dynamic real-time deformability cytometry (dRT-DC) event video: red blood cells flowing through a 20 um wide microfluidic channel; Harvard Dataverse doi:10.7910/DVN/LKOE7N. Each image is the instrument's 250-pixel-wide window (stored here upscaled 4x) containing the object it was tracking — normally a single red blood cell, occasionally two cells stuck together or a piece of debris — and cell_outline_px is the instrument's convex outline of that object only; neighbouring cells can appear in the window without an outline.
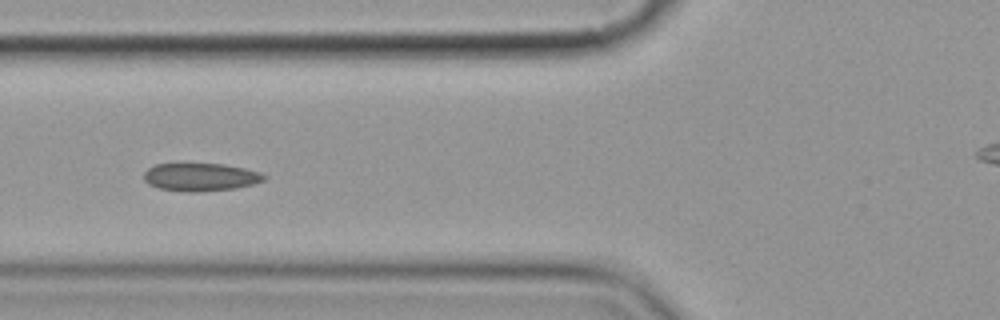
{"species": "common noctule bat (a hibernating species)", "species_latin": "Nyctalus noctula", "temperature_condition": "cold", "stored_images_in_passage": 15, "camera_frame_rate_fps": 3000, "um_per_image_px": 0.085, "animal": {"sex": "female", "body_mass_g": 19.9}, "frame": {"image": 1, "passage_image": 5, "time_ms": 5.333, "image_size_px": [1000, 320], "cell_outline_px": [[268, 176], [264, 180], [252, 184], [236, 188], [196, 192], [188, 192], [160, 188], [148, 184], [144, 180], [144, 172], [148, 168], [156, 164], [224, 164], [244, 168], [260, 172]], "centroid_in_image_um": [17.05, 15.05], "position_along_channel_um": 108.7, "area_um2": 19.48}}
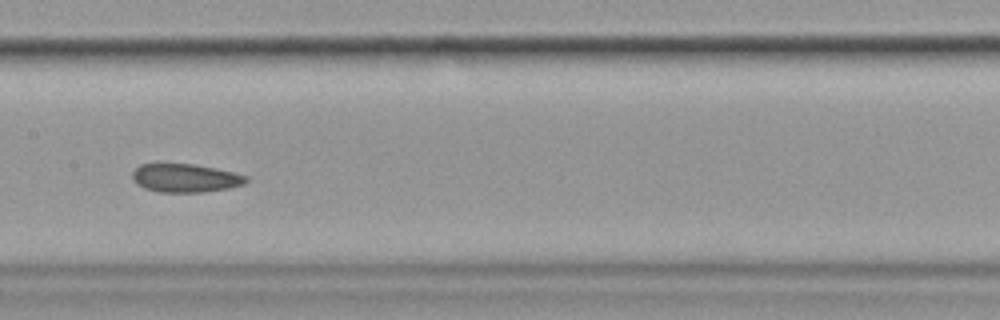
{"frame": {"image": 2, "passage_image": 7, "time_ms": 7.667, "image_size_px": [1000, 320], "cell_outline_px": [[248, 180], [244, 184], [228, 188], [204, 192], [160, 192], [144, 188], [136, 184], [132, 180], [132, 172], [140, 164], [192, 164], [232, 172], [248, 176]], "centroid_in_image_um": [15.72, 15.14], "position_along_channel_um": 191.7, "area_um2": 18.73}}
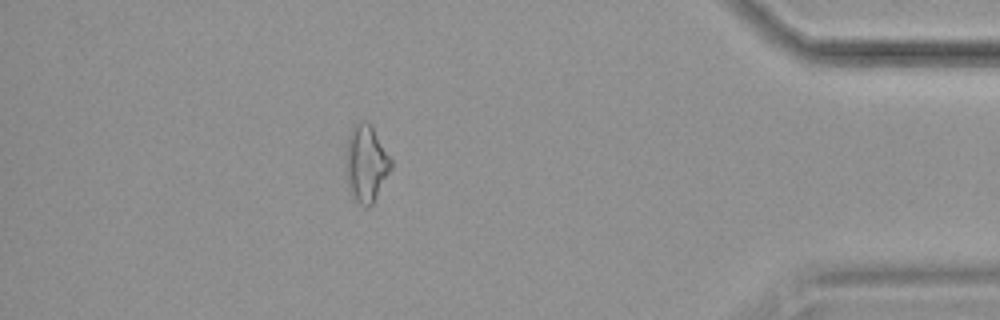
{"frame": {"image": 3, "passage_image": 15, "time_ms": 17.667, "image_size_px": [1000, 320], "cell_outline_px": [[392, 168], [372, 204], [368, 208], [360, 204], [356, 200], [348, 188], [344, 160], [344, 156], [348, 136], [352, 124], [360, 120], [368, 120], [392, 160]], "centroid_in_image_um": [31.08, 13.85], "position_along_channel_um": 404.1, "area_um2": 20.58}, "authors_computed_cell_mechanics": {"area_um2": 20.4034, "velocity_mm_per_s": 3.5542, "shape_relaxation_time_tau1_ms": null, "shape_relaxation_time_tau2_ms": 3.912, "deformation_change_tau1": null, "deformation_change_tau2": 0.0783}}